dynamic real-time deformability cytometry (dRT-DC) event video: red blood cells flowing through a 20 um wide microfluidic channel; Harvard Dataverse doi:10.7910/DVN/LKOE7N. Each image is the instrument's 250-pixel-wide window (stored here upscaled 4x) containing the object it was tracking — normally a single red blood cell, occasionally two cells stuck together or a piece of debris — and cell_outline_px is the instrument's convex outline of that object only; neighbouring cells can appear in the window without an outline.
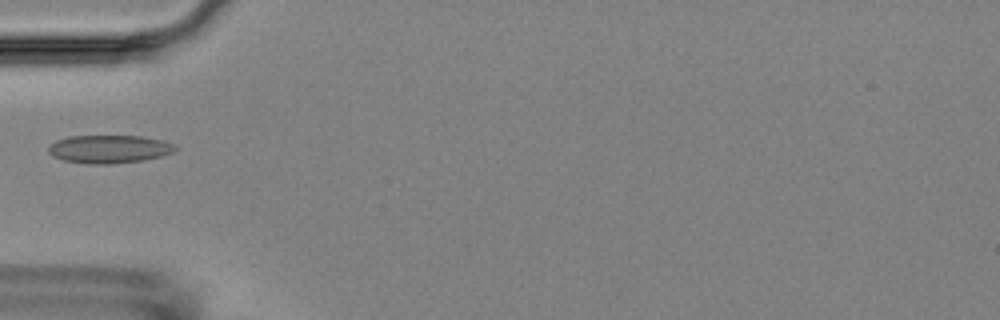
{"species": "Egyptian fruit bat (a non-hibernating species)", "species_latin": "Rousettus aegyptiacus", "temperature_condition": "room temperature", "stored_images_in_passage": 6, "camera_frame_rate_fps": 3000, "um_per_image_px": 0.085, "animal": {"sex": "female"}, "frame": {"image": 1, "passage_image": 6, "time_ms": 5.667, "image_size_px": [1000, 320], "cell_outline_px": [[176, 148], [172, 152], [160, 156], [144, 160], [108, 164], [88, 164], [64, 160], [52, 156], [48, 152], [48, 144], [56, 140], [68, 136], [140, 136], [164, 140], [176, 144]], "centroid_in_image_um": [9.25, 12.66], "position_along_channel_um": 75.8, "area_um2": 20.87}}